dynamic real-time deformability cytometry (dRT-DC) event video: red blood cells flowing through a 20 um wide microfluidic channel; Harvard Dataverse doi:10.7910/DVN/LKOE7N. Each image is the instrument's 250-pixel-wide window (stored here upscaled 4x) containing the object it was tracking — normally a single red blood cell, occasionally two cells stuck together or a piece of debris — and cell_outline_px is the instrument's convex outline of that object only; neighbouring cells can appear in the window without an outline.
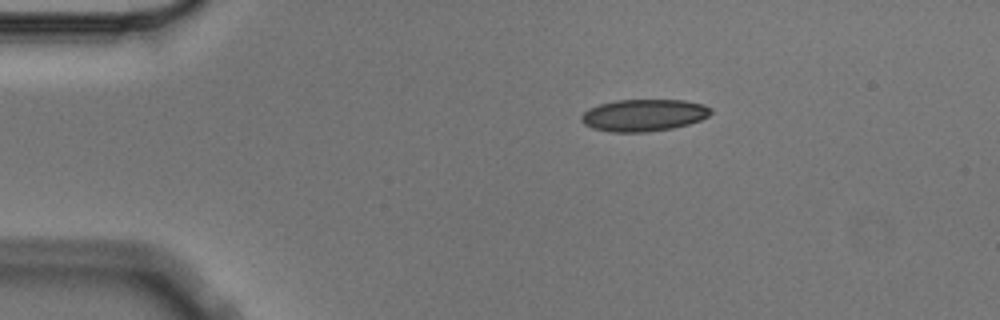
{"species": "Egyptian fruit bat (a non-hibernating species)", "species_latin": "Rousettus aegyptiacus", "temperature_condition": "cold", "stored_images_in_passage": 6, "camera_frame_rate_fps": 3000, "um_per_image_px": 0.085, "animal": {"sex": "male"}, "frame": {"image": 1, "passage_image": 1, "time_ms": 0.0, "image_size_px": [1000, 320], "cell_outline_px": [[712, 112], [708, 116], [700, 120], [688, 124], [672, 128], [644, 132], [612, 132], [592, 128], [584, 124], [580, 120], [580, 116], [588, 108], [600, 104], [616, 100], [684, 100], [704, 104], [712, 108]], "centroid_in_image_um": [54.71, 9.78], "position_along_channel_um": 30.3, "area_um2": 24.22}}
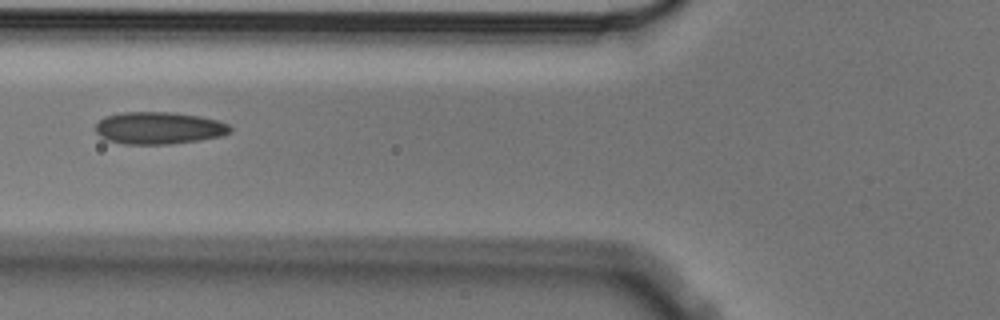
{"frame": {"image": 2, "passage_image": 4, "time_ms": 1.0, "image_size_px": [1000, 320], "cell_outline_px": [[232, 132], [220, 136], [200, 140], [168, 144], [124, 144], [104, 140], [96, 132], [96, 124], [104, 116], [120, 112], [172, 112], [200, 116], [216, 120], [228, 124], [232, 128]], "centroid_in_image_um": [13.48, 10.88], "position_along_channel_um": 112.3, "area_um2": 25.43}}
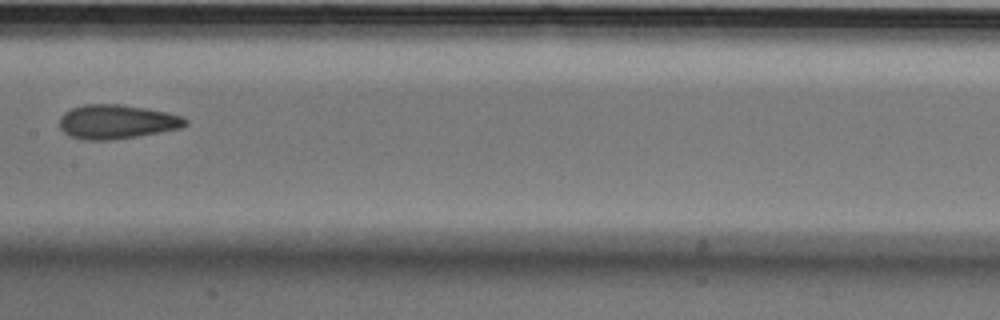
{"frame": {"image": 3, "passage_image": 6, "time_ms": 1.667, "image_size_px": [1000, 320], "cell_outline_px": [[188, 124], [180, 128], [136, 136], [112, 140], [84, 140], [68, 136], [60, 128], [60, 116], [64, 112], [72, 108], [84, 104], [120, 104], [168, 112], [180, 116], [188, 120]], "centroid_in_image_um": [9.89, 10.35], "position_along_channel_um": 197.5, "area_um2": 25.03}}